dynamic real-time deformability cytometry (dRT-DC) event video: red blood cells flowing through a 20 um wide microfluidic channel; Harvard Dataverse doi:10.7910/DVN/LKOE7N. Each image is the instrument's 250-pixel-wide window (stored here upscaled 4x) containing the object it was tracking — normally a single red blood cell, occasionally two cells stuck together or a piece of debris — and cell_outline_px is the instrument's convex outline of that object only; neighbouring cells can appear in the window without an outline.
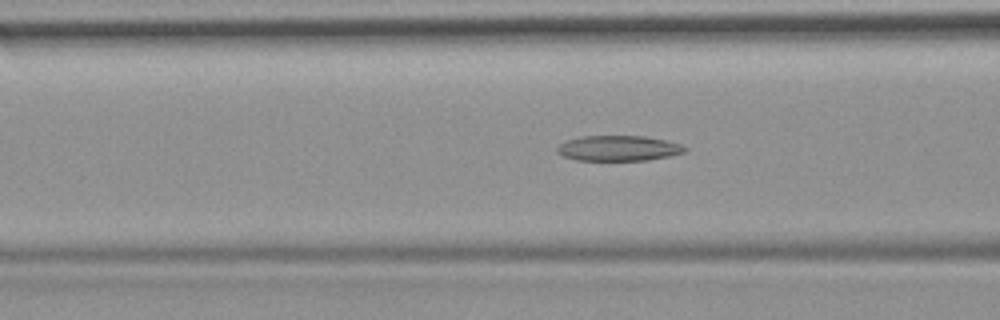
{"species": "common noctule bat (a hibernating species)", "species_latin": "Nyctalus noctula", "temperature_condition": "room temperature", "stored_images_in_passage": 46, "camera_frame_rate_fps": 3000, "um_per_image_px": 0.085, "animal": {"sex": "female", "body_mass_g": 19.9}, "frame": {"image": 1, "passage_image": 13, "time_ms": 4.0, "image_size_px": [1000, 320], "cell_outline_px": [[688, 148], [684, 152], [668, 156], [648, 160], [576, 160], [564, 156], [556, 152], [556, 148], [560, 144], [568, 140], [580, 136], [644, 136], [664, 140], [680, 144]], "centroid_in_image_um": [52.55, 12.6], "position_along_channel_um": 114.1, "area_um2": 18.73}}
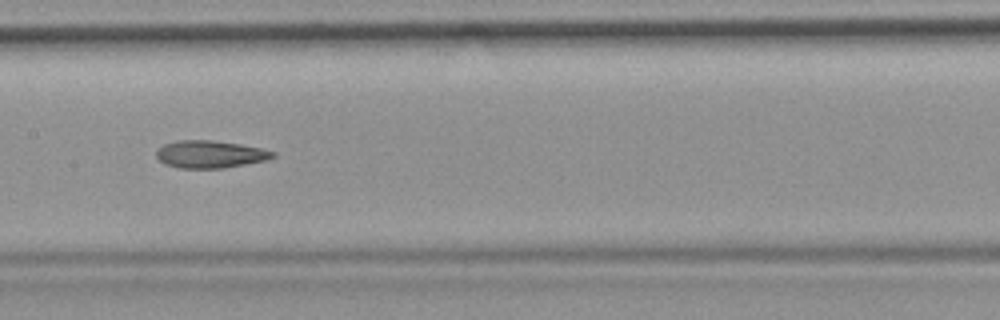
{"frame": {"image": 2, "passage_image": 19, "time_ms": 6.0, "image_size_px": [1000, 320], "cell_outline_px": [[276, 156], [268, 160], [224, 168], [180, 168], [164, 164], [156, 156], [156, 152], [164, 144], [176, 140], [212, 140], [240, 144], [260, 148], [276, 152]], "centroid_in_image_um": [17.88, 13.11], "position_along_channel_um": 189.5, "area_um2": 18.67}}
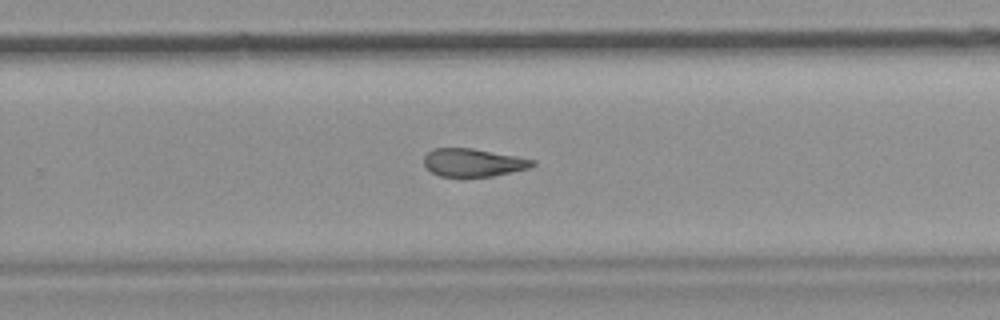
{"frame": {"image": 3, "passage_image": 27, "time_ms": 8.667, "image_size_px": [1000, 320], "cell_outline_px": [[536, 164], [528, 168], [492, 176], [440, 176], [432, 172], [424, 164], [424, 156], [432, 148], [472, 148], [516, 156], [536, 160]], "centroid_in_image_um": [40.22, 13.8], "position_along_channel_um": 289.6, "area_um2": 17.51}, "authors_computed_cell_mechanics": {"area_um2": 19.4497, "velocity_mm_per_s": 3.778, "shape_relaxation_time_tau1_ms": null, "shape_relaxation_time_tau2_ms": 3.3628, "deformation_change_tau1": null, "deformation_change_tau2": 0.1249}}